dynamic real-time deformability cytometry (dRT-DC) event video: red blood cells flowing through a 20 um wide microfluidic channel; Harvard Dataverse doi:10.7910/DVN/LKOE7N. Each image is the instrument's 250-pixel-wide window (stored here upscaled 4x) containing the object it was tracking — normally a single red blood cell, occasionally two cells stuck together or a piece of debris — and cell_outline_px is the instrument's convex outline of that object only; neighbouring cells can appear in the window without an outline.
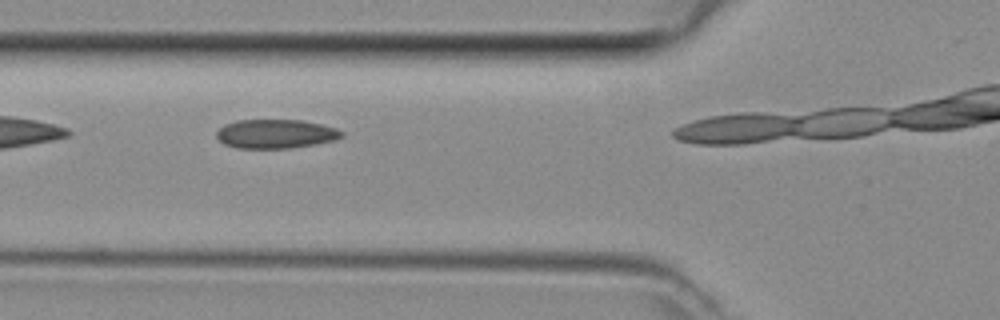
{"species": "common noctule bat (a hibernating species)", "species_latin": "Nyctalus noctula", "temperature_condition": "room temperature", "stored_images_in_passage": 5, "camera_frame_rate_fps": 3000, "um_per_image_px": 0.085, "animal": {"sex": "female", "body_mass_g": 29.2, "forearm_length_mm": 56.3}, "frame": {"image": 1, "passage_image": 3, "time_ms": 0.667, "image_size_px": [1000, 320], "cell_outline_px": [[344, 136], [332, 140], [312, 144], [288, 148], [236, 148], [224, 144], [216, 136], [216, 132], [224, 124], [236, 120], [300, 120], [320, 124], [336, 128], [344, 132]], "centroid_in_image_um": [23.39, 11.37], "position_along_channel_um": 102.4, "area_um2": 20.98}}